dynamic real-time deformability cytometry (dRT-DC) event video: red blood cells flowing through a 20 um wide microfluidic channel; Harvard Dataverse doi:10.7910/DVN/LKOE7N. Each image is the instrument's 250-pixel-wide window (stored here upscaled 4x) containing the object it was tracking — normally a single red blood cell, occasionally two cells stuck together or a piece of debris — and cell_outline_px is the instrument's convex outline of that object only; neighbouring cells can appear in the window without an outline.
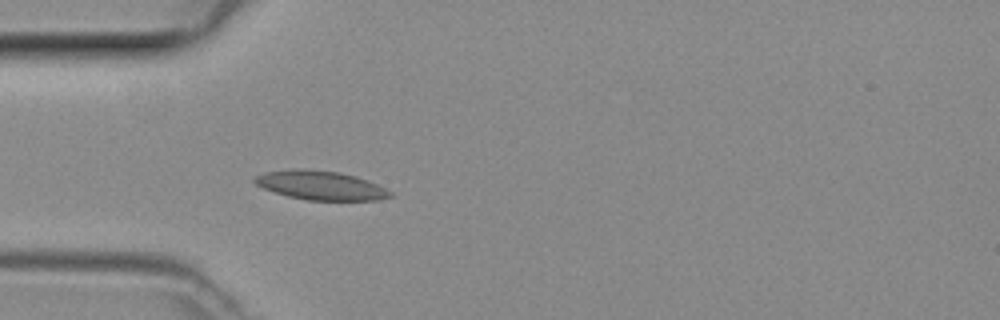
{"species": "common noctule bat (a hibernating species)", "species_latin": "Nyctalus noctula", "temperature_condition": "room temperature", "stored_images_in_passage": 35, "camera_frame_rate_fps": 3000, "um_per_image_px": 0.085, "animal": {"sex": "female", "body_mass_g": 29.2, "forearm_length_mm": 56.3}, "frame": {"image": 1, "passage_image": 1, "time_ms": 0.0, "image_size_px": [1000, 320], "cell_outline_px": [[392, 196], [380, 200], [308, 200], [288, 196], [264, 188], [256, 184], [252, 180], [252, 176], [264, 172], [292, 168], [300, 168], [340, 172], [356, 176], [368, 180], [392, 192]], "centroid_in_image_um": [27.22, 15.74], "position_along_channel_um": 57.8, "area_um2": 23.0}}
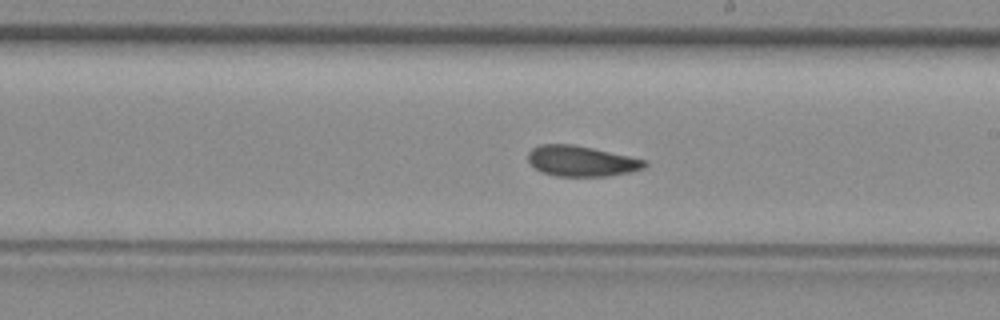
{"frame": {"image": 2, "passage_image": 14, "time_ms": 4.333, "image_size_px": [1000, 320], "cell_outline_px": [[648, 164], [644, 168], [632, 172], [608, 176], [556, 176], [540, 172], [528, 160], [528, 152], [532, 148], [540, 144], [572, 144], [592, 148], [648, 160]], "centroid_in_image_um": [49.44, 13.69], "position_along_channel_um": 239.6, "area_um2": 20.87}}
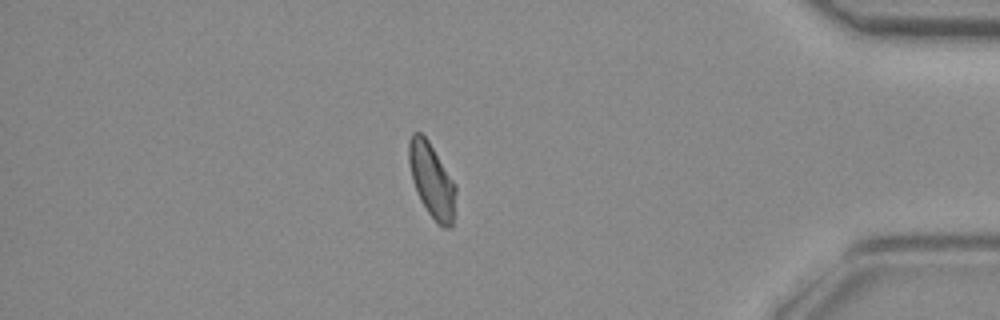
{"frame": {"image": 3, "passage_image": 28, "time_ms": 9.0, "image_size_px": [1000, 320], "cell_outline_px": [[456, 192], [452, 228], [444, 228], [436, 224], [420, 200], [412, 180], [408, 160], [408, 140], [412, 132], [420, 132], [428, 140], [456, 184]], "centroid_in_image_um": [36.7, 15.34], "position_along_channel_um": 398.5, "area_um2": 20.52}}